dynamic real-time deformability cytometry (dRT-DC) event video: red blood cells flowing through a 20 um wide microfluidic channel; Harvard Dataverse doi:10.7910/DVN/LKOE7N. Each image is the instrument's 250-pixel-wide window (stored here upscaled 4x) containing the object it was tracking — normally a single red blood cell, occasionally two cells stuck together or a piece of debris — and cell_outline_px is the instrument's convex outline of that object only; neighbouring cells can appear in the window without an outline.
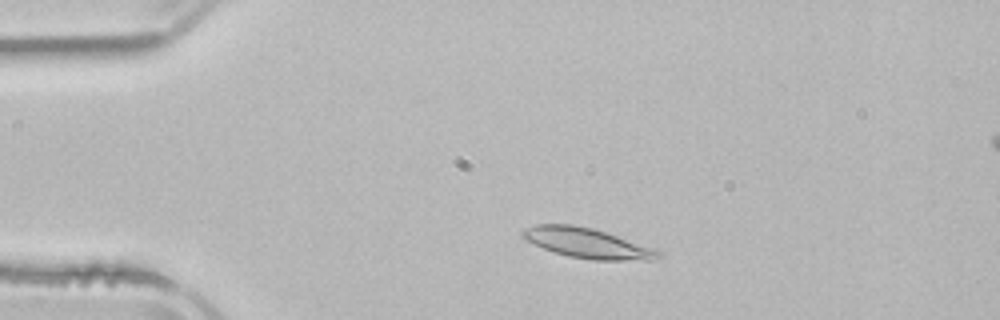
{"species": "common noctule bat (a hibernating species)", "species_latin": "Nyctalus noctula", "temperature_condition": "room temperature", "stored_images_in_passage": 4, "camera_frame_rate_fps": 3000, "um_per_image_px": 0.085, "animal": {"sex": "male", "body_mass_g": 21.5, "forearm_length_mm": 52.0}, "frame": {"image": 1, "passage_image": 2, "time_ms": 1.333, "image_size_px": [1000, 320], "cell_outline_px": [[664, 256], [652, 260], [592, 260], [568, 256], [544, 248], [520, 236], [520, 232], [524, 228], [536, 224], [572, 224], [592, 228], [664, 252]], "centroid_in_image_um": [49.92, 20.67], "position_along_channel_um": 35.1, "area_um2": 23.47}}
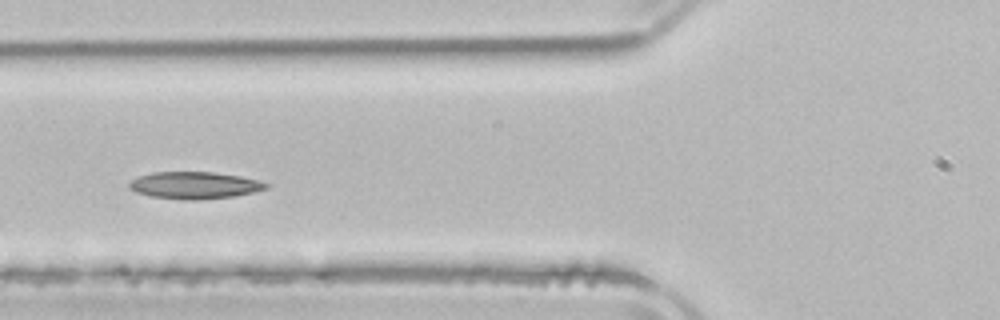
{"frame": {"image": 2, "passage_image": 4, "time_ms": 4.333, "image_size_px": [1000, 320], "cell_outline_px": [[272, 184], [268, 188], [236, 196], [196, 200], [184, 200], [148, 196], [136, 192], [128, 188], [128, 184], [132, 180], [140, 176], [152, 172], [212, 172], [240, 176], [260, 180]], "centroid_in_image_um": [16.56, 15.75], "position_along_channel_um": 109.2, "area_um2": 21.73}}